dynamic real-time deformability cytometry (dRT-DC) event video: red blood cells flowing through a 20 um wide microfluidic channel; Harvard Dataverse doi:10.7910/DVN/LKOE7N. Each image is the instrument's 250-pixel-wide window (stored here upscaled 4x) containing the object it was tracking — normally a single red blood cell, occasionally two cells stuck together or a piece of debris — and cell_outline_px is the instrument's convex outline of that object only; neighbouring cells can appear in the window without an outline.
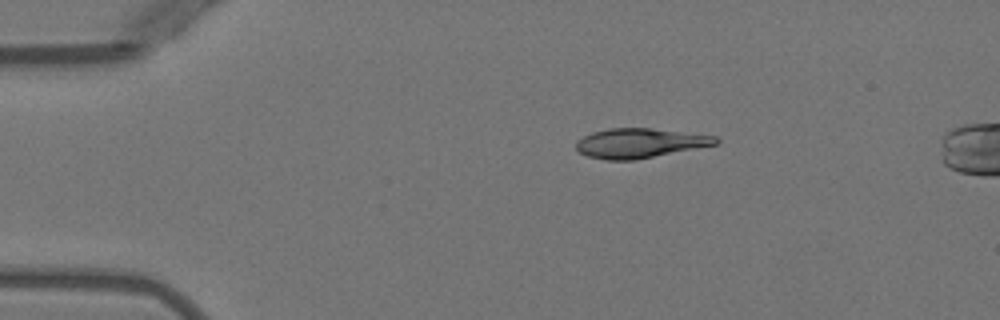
{"species": "Egyptian fruit bat (a non-hibernating species)", "species_latin": "Rousettus aegyptiacus", "temperature_condition": "warm", "stored_images_in_passage": 6, "camera_frame_rate_fps": 3000, "um_per_image_px": 0.085, "animal": {"sex": "female"}, "frame": {"image": 1, "passage_image": 3, "time_ms": 2.667, "image_size_px": [1000, 320], "cell_outline_px": [[720, 140], [716, 144], [632, 160], [604, 160], [588, 156], [580, 152], [576, 148], [576, 140], [592, 132], [608, 128], [652, 128], [716, 136]], "centroid_in_image_um": [54.33, 12.15], "position_along_channel_um": 30.7, "area_um2": 23.76}}